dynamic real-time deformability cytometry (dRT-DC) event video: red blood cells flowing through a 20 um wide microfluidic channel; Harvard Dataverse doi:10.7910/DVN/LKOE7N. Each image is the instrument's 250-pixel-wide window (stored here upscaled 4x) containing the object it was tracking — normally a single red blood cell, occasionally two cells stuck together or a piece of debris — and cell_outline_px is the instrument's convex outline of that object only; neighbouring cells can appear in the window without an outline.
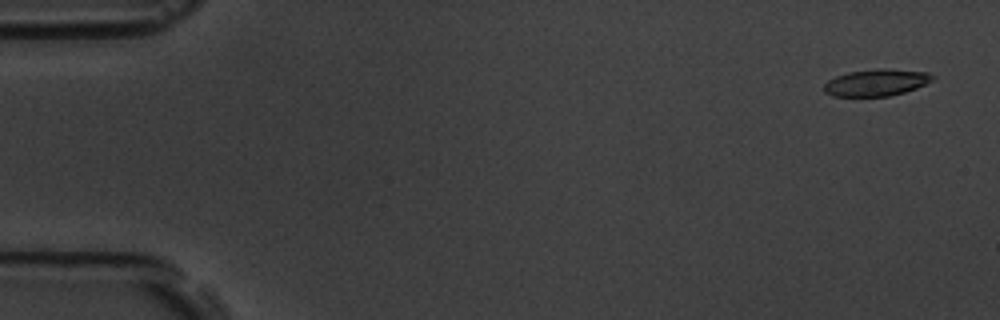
{"species": "common noctule bat (a hibernating species)", "species_latin": "Nyctalus noctula", "temperature_condition": "room temperature", "stored_images_in_passage": 4, "camera_frame_rate_fps": 3000, "um_per_image_px": 0.085, "animal": {"sex": "male", "body_mass_g": 19.5, "forearm_length_mm": 54.6}, "frame": {"image": 1, "passage_image": 1, "time_ms": 0.0, "image_size_px": [1000, 320], "cell_outline_px": [[936, 76], [932, 80], [916, 88], [904, 92], [888, 96], [832, 96], [824, 92], [824, 84], [828, 80], [836, 76], [848, 72], [876, 68], [884, 68], [928, 72]], "centroid_in_image_um": [74.48, 7.01], "position_along_channel_um": 10.5, "area_um2": 16.99}}